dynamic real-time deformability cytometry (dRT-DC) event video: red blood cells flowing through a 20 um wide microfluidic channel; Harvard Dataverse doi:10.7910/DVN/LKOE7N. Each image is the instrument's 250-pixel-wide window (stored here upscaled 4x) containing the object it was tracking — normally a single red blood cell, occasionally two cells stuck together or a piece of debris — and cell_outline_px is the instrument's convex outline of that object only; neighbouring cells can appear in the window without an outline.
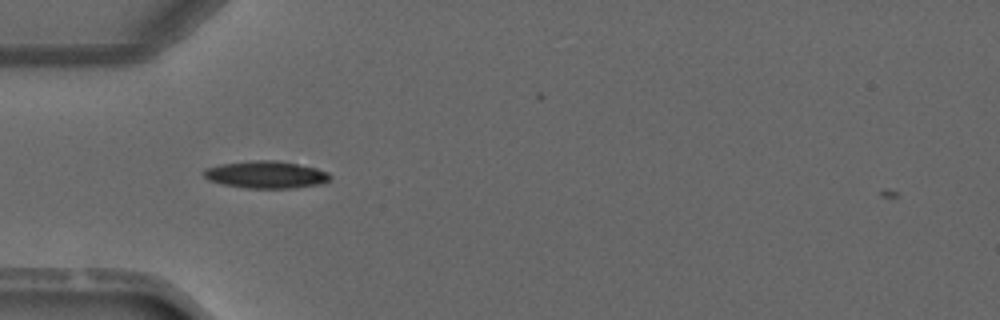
{"species": "common noctule bat (a hibernating species)", "species_latin": "Nyctalus noctula", "temperature_condition": "warm", "stored_images_in_passage": 1, "camera_frame_rate_fps": 3000, "um_per_image_px": 0.085, "animal": {"sex": "male", "forearm_length_mm": 52.5}, "frame": {"image": 1, "passage_image": 1, "time_ms": 0.0, "image_size_px": [1000, 320], "cell_outline_px": [[332, 176], [328, 180], [320, 184], [288, 188], [248, 188], [224, 184], [208, 180], [204, 176], [204, 168], [220, 164], [252, 160], [276, 160], [316, 168], [328, 172]], "centroid_in_image_um": [22.59, 14.83], "position_along_channel_um": 62.4, "area_um2": 19.88}}